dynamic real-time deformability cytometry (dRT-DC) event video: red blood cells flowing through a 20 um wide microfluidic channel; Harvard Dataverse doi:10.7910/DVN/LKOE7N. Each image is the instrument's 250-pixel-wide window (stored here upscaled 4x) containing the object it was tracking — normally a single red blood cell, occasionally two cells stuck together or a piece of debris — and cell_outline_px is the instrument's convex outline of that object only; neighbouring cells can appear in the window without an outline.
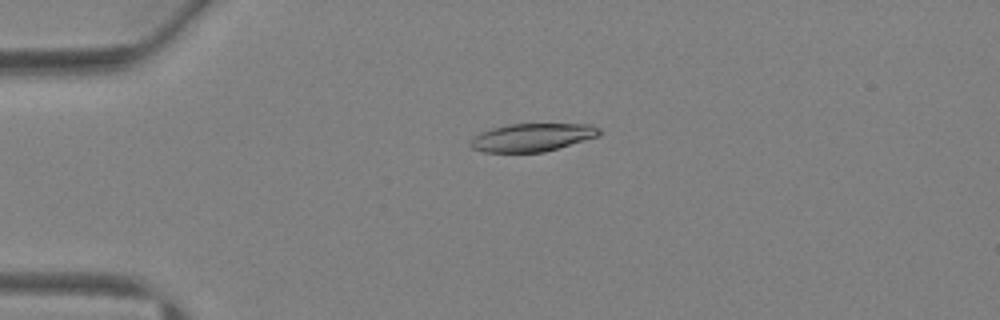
{"species": "Egyptian fruit bat (a non-hibernating species)", "species_latin": "Rousettus aegyptiacus", "temperature_condition": "warm", "stored_images_in_passage": 4, "camera_frame_rate_fps": 3000, "um_per_image_px": 0.085, "animal": {"sex": "female"}, "frame": {"image": 1, "passage_image": 3, "time_ms": 2.333, "image_size_px": [1000, 320], "cell_outline_px": [[600, 136], [544, 152], [484, 152], [472, 148], [468, 144], [472, 136], [480, 132], [492, 128], [512, 124], [592, 124], [600, 128]], "centroid_in_image_um": [45.23, 11.68], "position_along_channel_um": 39.8, "area_um2": 21.15}}